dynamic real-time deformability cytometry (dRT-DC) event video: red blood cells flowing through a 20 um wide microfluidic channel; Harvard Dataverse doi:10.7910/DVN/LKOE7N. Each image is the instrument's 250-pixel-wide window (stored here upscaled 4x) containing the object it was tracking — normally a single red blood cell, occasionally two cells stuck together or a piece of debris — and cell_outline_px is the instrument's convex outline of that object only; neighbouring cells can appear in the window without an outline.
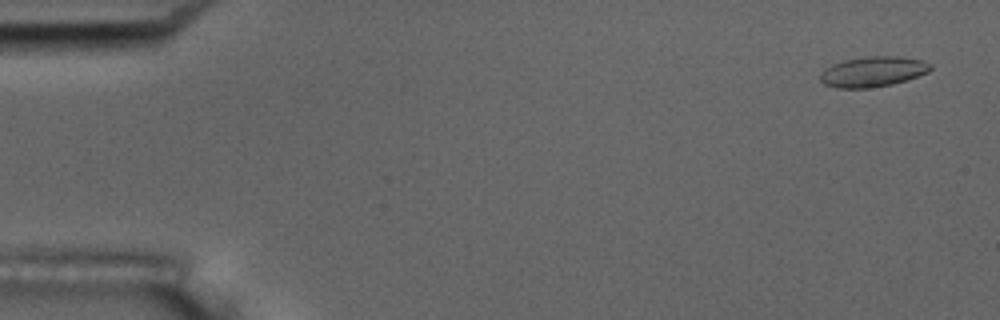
{"species": "common noctule bat (a hibernating species)", "species_latin": "Nyctalus noctula", "temperature_condition": "room temperature", "stored_images_in_passage": 56, "camera_frame_rate_fps": 3000, "um_per_image_px": 0.085, "animal": {"sex": "male", "body_mass_g": 17.5, "forearm_length_mm": 52.3}, "frame": {"image": 1, "passage_image": 3, "time_ms": 0.667, "image_size_px": [1000, 320], "cell_outline_px": [[932, 68], [928, 72], [892, 84], [868, 88], [836, 88], [824, 84], [820, 80], [820, 76], [824, 68], [832, 64], [844, 60], [868, 56], [896, 56], [924, 60], [932, 64]], "centroid_in_image_um": [74.18, 6.08], "position_along_channel_um": 10.8, "area_um2": 19.42}}
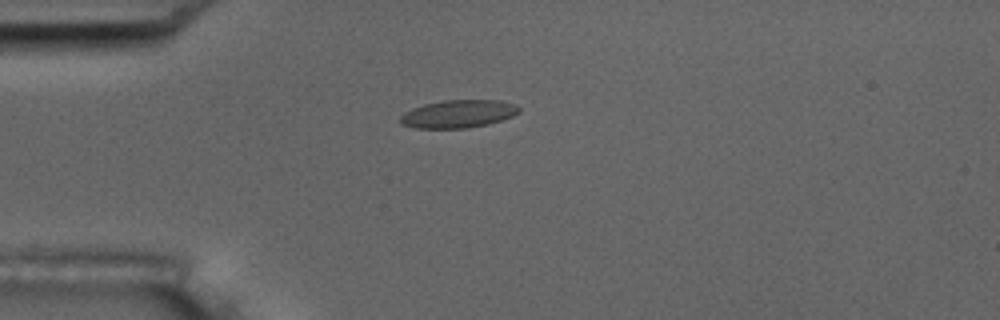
{"frame": {"image": 2, "passage_image": 15, "time_ms": 4.667, "image_size_px": [1000, 320], "cell_outline_px": [[520, 112], [512, 116], [488, 124], [468, 128], [416, 128], [404, 124], [400, 120], [400, 116], [404, 112], [412, 108], [424, 104], [444, 100], [500, 100], [516, 104], [520, 108]], "centroid_in_image_um": [38.98, 9.67], "position_along_channel_um": 46.0, "area_um2": 19.25}}
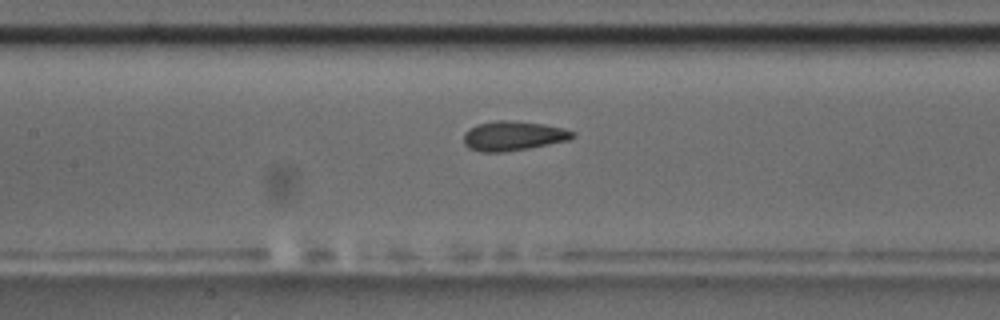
{"frame": {"image": 3, "passage_image": 26, "time_ms": 8.333, "image_size_px": [1000, 320], "cell_outline_px": [[576, 136], [568, 140], [528, 148], [504, 152], [480, 152], [468, 148], [464, 144], [464, 132], [468, 128], [476, 124], [496, 120], [508, 120], [544, 124], [564, 128], [576, 132]], "centroid_in_image_um": [43.6, 11.54], "position_along_channel_um": 163.8, "area_um2": 18.9}, "authors_computed_cell_mechanics": {"area_um2": 18.9006, "velocity_mm_per_s": 3.6662, "shape_relaxation_time_tau1_ms": 6.8718, "shape_relaxation_time_tau2_ms": 1.3436, "deformation_change_tau1": 0.1641, "deformation_change_tau2": 0.0696}}